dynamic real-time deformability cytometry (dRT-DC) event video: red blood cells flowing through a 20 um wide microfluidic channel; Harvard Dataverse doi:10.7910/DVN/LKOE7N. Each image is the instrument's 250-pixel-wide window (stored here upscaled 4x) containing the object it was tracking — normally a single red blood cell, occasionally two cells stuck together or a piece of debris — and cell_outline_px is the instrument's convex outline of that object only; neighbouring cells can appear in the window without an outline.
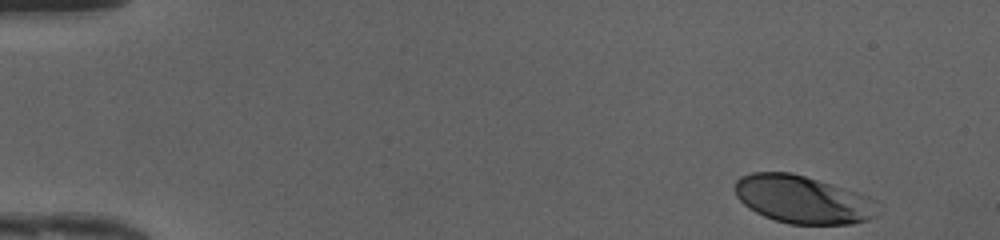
{"species": "human", "species_latin": "Homo sapiens", "temperature_condition": "cold", "stored_images_in_passage": 46, "camera_frame_rate_fps": 3000, "um_per_image_px": 0.085, "donor": {"sex": "female"}, "frame": {"image": 1, "passage_image": 1, "time_ms": 0.0, "image_size_px": [1000, 240], "cell_outline_px": [[876, 216], [868, 220], [852, 224], [788, 224], [764, 216], [748, 208], [736, 196], [736, 180], [740, 176], [752, 172], [792, 172], [856, 192], [868, 196], [872, 200]], "centroid_in_image_um": [68.18, 16.96], "position_along_channel_um": 16.8, "area_um2": 39.36}}
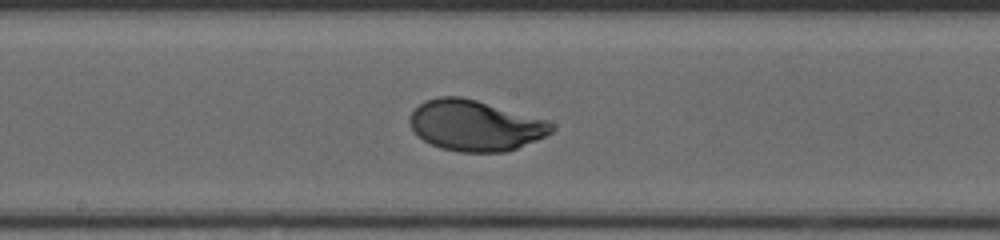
{"frame": {"image": 2, "passage_image": 24, "time_ms": 7.667, "image_size_px": [1000, 240], "cell_outline_px": [[556, 128], [552, 132], [536, 140], [516, 148], [504, 152], [460, 152], [440, 148], [424, 140], [412, 128], [408, 120], [412, 112], [424, 100], [436, 96], [460, 96], [476, 100], [548, 120], [556, 124]], "centroid_in_image_um": [40.4, 10.66], "position_along_channel_um": 207.8, "area_um2": 41.85}}
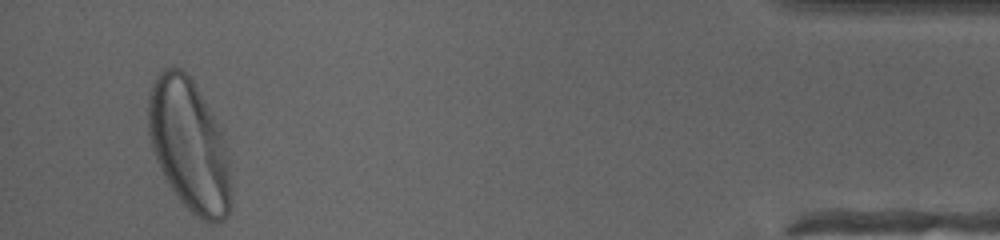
{"frame": {"image": 3, "passage_image": 44, "time_ms": 14.333, "image_size_px": [1000, 240], "cell_outline_px": [[232, 204], [228, 216], [224, 220], [216, 224], [208, 224], [200, 220], [180, 200], [164, 176], [160, 168], [152, 148], [148, 132], [148, 96], [152, 84], [156, 76], [164, 68], [172, 64], [180, 68], [192, 80], [204, 100], [224, 140], [228, 160], [232, 200]], "centroid_in_image_um": [16.08, 12.39], "position_along_channel_um": 419.1, "area_um2": 63.41}, "authors_computed_cell_mechanics": {"area_um2": 41.3848, "velocity_mm_per_s": 4.1656, "shape_relaxation_time_tau1_ms": 2.0847, "shape_relaxation_time_tau2_ms": null, "deformation_change_tau1": 0.1543, "deformation_change_tau2": null}}